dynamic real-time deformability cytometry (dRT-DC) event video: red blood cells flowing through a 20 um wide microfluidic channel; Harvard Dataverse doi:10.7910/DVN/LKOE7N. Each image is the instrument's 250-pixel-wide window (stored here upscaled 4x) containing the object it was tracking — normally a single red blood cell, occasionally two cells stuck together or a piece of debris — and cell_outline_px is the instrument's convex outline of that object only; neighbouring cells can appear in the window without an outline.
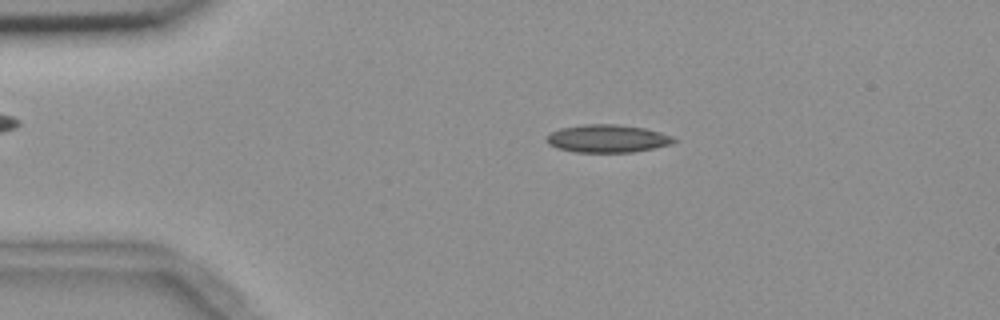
{"species": "common noctule bat (a hibernating species)", "species_latin": "Nyctalus noctula", "temperature_condition": "room temperature", "stored_images_in_passage": 54, "camera_frame_rate_fps": 3000, "um_per_image_px": 0.085, "animal": {"sex": "female", "body_mass_g": 18.4}, "frame": {"image": 1, "passage_image": 10, "time_ms": 3.0, "image_size_px": [1000, 320], "cell_outline_px": [[676, 140], [672, 144], [632, 152], [576, 152], [556, 148], [548, 144], [548, 136], [552, 132], [560, 128], [584, 124], [616, 124], [644, 128], [660, 132], [672, 136]], "centroid_in_image_um": [51.63, 11.78], "position_along_channel_um": 33.4, "area_um2": 20.46}}
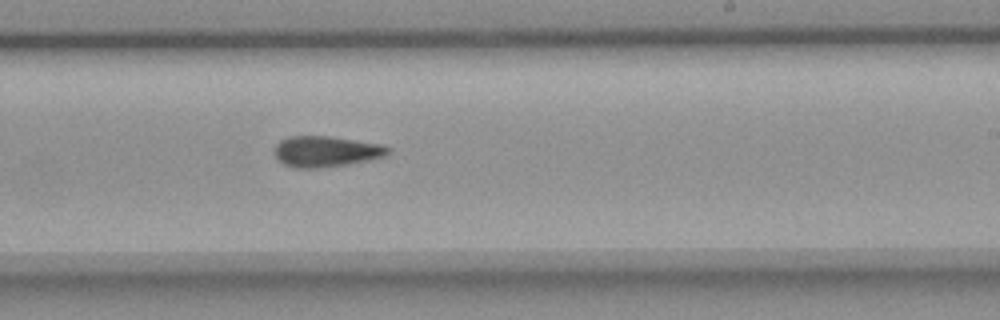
{"frame": {"image": 2, "passage_image": 32, "time_ms": 10.333, "image_size_px": [1000, 320], "cell_outline_px": [[392, 152], [384, 156], [368, 160], [348, 164], [320, 168], [292, 168], [276, 160], [272, 152], [276, 144], [280, 140], [292, 136], [328, 136], [384, 144], [392, 148]], "centroid_in_image_um": [27.7, 12.88], "position_along_channel_um": 261.3, "area_um2": 20.81}}
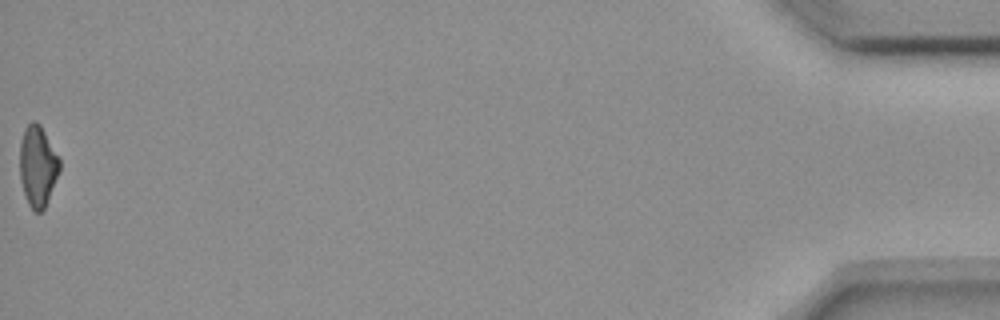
{"frame": {"image": 3, "passage_image": 54, "time_ms": 17.667, "image_size_px": [1000, 320], "cell_outline_px": [[60, 172], [44, 208], [40, 212], [32, 212], [28, 204], [20, 180], [20, 140], [24, 128], [32, 120], [36, 120], [40, 124], [60, 160]], "centroid_in_image_um": [3.19, 14.11], "position_along_channel_um": 432.0, "area_um2": 18.84}, "authors_computed_cell_mechanics": {"area_um2": 20.0566, "velocity_mm_per_s": 3.6892, "shape_relaxation_time_tau1_ms": null, "shape_relaxation_time_tau2_ms": 5.3131, "deformation_change_tau1": null, "deformation_change_tau2": 0.1323}}